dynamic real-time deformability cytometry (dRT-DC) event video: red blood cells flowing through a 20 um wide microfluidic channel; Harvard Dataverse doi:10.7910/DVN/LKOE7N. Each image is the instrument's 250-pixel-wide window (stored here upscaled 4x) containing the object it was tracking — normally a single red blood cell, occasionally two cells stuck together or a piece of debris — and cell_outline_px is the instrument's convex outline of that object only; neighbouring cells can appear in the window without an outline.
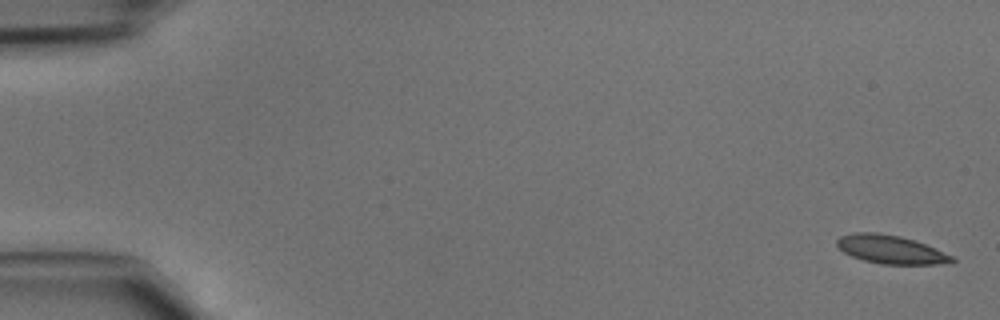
{"species": "common noctule bat (a hibernating species)", "species_latin": "Nyctalus noctula", "temperature_condition": "cold", "stored_images_in_passage": 16, "camera_frame_rate_fps": 3000, "um_per_image_px": 0.085, "animal": {"sex": "male", "body_mass_g": 15.6}, "frame": {"image": 1, "passage_image": 1, "time_ms": 0.0, "image_size_px": [1000, 320], "cell_outline_px": [[956, 260], [936, 264], [880, 264], [864, 260], [852, 256], [844, 252], [836, 244], [836, 240], [840, 236], [856, 232], [876, 232], [900, 236], [924, 244], [952, 256]], "centroid_in_image_um": [75.64, 21.2], "position_along_channel_um": 9.4, "area_um2": 18.67}}